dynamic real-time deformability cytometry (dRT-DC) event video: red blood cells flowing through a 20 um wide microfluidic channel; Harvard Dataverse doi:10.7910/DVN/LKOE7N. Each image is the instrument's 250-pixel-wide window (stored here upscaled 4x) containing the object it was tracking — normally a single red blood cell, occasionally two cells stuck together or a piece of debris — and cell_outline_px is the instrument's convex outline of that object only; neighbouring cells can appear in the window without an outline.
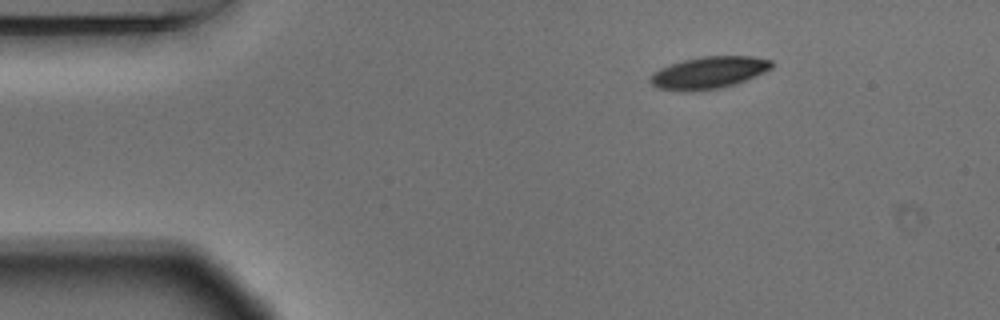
{"species": "Egyptian fruit bat (a non-hibernating species)", "species_latin": "Rousettus aegyptiacus", "temperature_condition": "warm", "stored_images_in_passage": 48, "camera_frame_rate_fps": 3000, "um_per_image_px": 0.085, "animal": {"sex": "male"}, "frame": {"image": 1, "passage_image": 1, "time_ms": 0.0, "image_size_px": [1000, 320], "cell_outline_px": [[772, 68], [764, 72], [736, 84], [720, 88], [692, 92], [676, 92], [656, 88], [648, 80], [652, 72], [660, 68], [684, 60], [704, 56], [752, 56], [772, 60]], "centroid_in_image_um": [60.2, 6.2], "position_along_channel_um": 24.8, "area_um2": 22.95}}
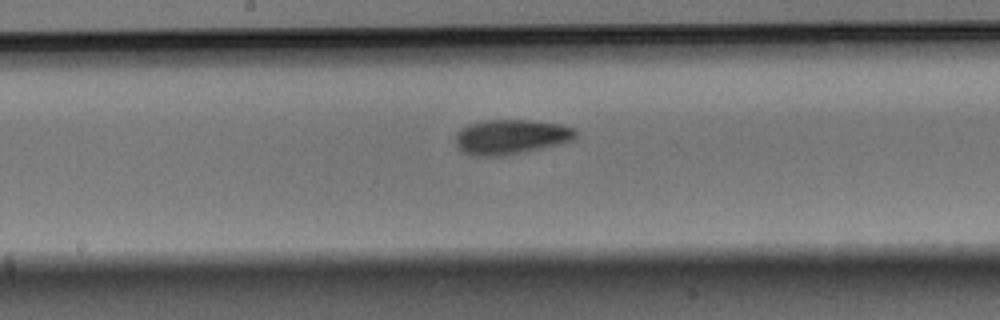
{"frame": {"image": 2, "passage_image": 21, "time_ms": 6.667, "image_size_px": [1000, 320], "cell_outline_px": [[576, 136], [572, 140], [524, 152], [500, 156], [472, 156], [464, 152], [456, 144], [456, 132], [460, 128], [468, 124], [488, 120], [532, 120], [560, 124], [572, 128], [576, 132]], "centroid_in_image_um": [43.38, 11.63], "position_along_channel_um": 204.8, "area_um2": 24.16}}
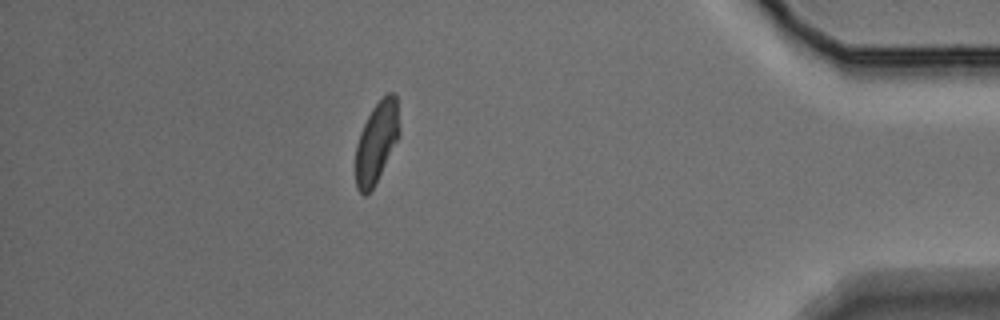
{"frame": {"image": 3, "passage_image": 41, "time_ms": 13.333, "image_size_px": [1000, 320], "cell_outline_px": [[400, 136], [372, 188], [364, 196], [356, 188], [356, 144], [360, 132], [372, 108], [388, 92], [392, 92], [396, 96], [400, 132]], "centroid_in_image_um": [32.01, 12.07], "position_along_channel_um": 403.2, "area_um2": 20.35}, "authors_computed_cell_mechanics": {"area_um2": 23.0622, "velocity_mm_per_s": 3.6644, "shape_relaxation_time_tau1_ms": 3.521, "shape_relaxation_time_tau2_ms": 4.6168, "deformation_change_tau1": 0.1391, "deformation_change_tau2": 0.0828}}